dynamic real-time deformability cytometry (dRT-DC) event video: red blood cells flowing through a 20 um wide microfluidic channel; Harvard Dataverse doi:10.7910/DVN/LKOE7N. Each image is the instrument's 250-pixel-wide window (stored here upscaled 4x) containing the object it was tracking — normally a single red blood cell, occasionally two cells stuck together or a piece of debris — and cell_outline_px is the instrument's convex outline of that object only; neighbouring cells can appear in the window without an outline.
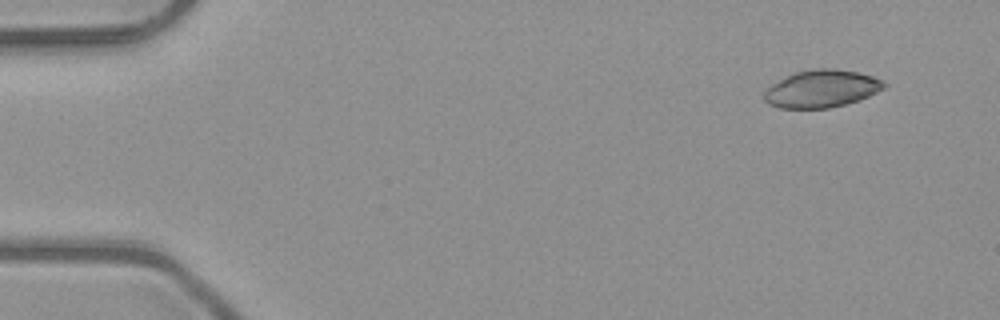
{"species": "common noctule bat (a hibernating species)", "species_latin": "Nyctalus noctula", "temperature_condition": "room temperature", "stored_images_in_passage": 5, "camera_frame_rate_fps": 3000, "um_per_image_px": 0.085, "animal": {"sex": "male", "body_mass_g": 23.1, "forearm_length_mm": 52.7}, "frame": {"image": 1, "passage_image": 1, "time_ms": 0.0, "image_size_px": [1000, 320], "cell_outline_px": [[888, 84], [884, 88], [860, 100], [828, 108], [780, 108], [768, 104], [764, 100], [764, 92], [772, 84], [796, 72], [816, 68], [832, 68], [856, 72], [872, 76]], "centroid_in_image_um": [69.83, 7.55], "position_along_channel_um": 15.2, "area_um2": 25.89}}
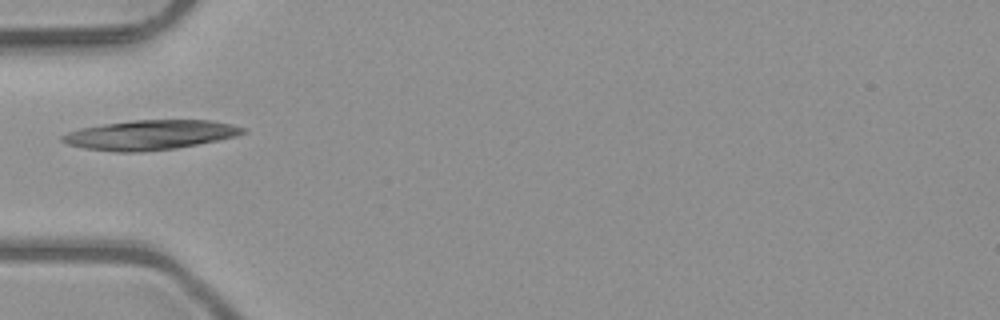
{"frame": {"image": 2, "passage_image": 4, "time_ms": 1.0, "image_size_px": [1000, 320], "cell_outline_px": [[248, 132], [236, 136], [176, 148], [140, 152], [116, 152], [84, 148], [68, 144], [60, 140], [60, 136], [68, 132], [80, 128], [104, 124], [132, 120], [212, 120], [232, 124], [244, 128]], "centroid_in_image_um": [12.74, 11.46], "position_along_channel_um": 72.3, "area_um2": 31.1}}
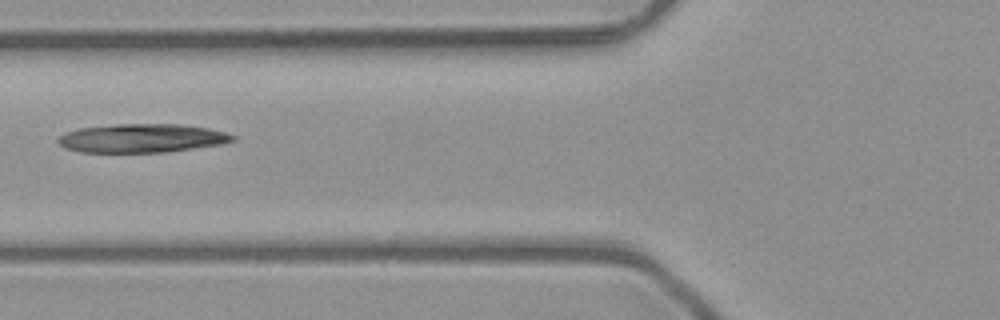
{"frame": {"image": 3, "passage_image": 5, "time_ms": 1.333, "image_size_px": [1000, 320], "cell_outline_px": [[236, 140], [220, 144], [164, 152], [80, 152], [64, 148], [56, 140], [64, 132], [80, 128], [116, 124], [180, 124], [208, 128], [224, 132], [236, 136]], "centroid_in_image_um": [12.03, 11.74], "position_along_channel_um": 113.8, "area_um2": 29.07}}